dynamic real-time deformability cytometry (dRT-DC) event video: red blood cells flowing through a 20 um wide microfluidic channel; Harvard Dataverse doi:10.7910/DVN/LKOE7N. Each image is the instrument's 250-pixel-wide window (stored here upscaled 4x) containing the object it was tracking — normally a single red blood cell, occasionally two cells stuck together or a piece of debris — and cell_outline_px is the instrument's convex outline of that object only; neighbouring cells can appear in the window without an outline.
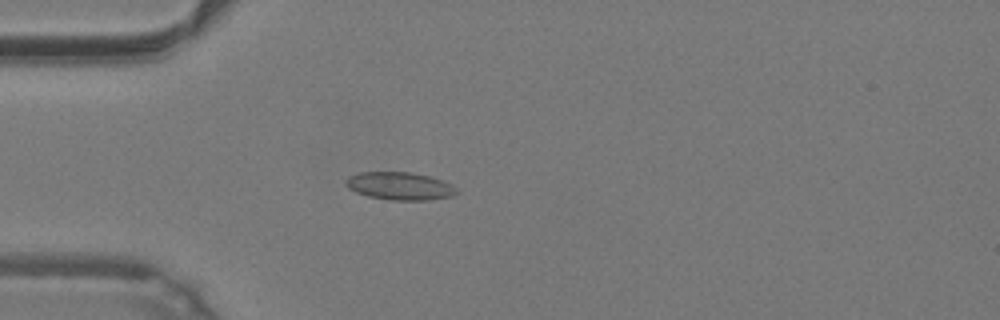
{"species": "common noctule bat (a hibernating species)", "species_latin": "Nyctalus noctula", "temperature_condition": "warm", "stored_images_in_passage": 47, "camera_frame_rate_fps": 3000, "um_per_image_px": 0.085, "animal": {"sex": "male", "body_mass_g": 19.2, "forearm_length_mm": 51.8}, "frame": {"image": 1, "passage_image": 13, "time_ms": 4.0, "image_size_px": [1000, 320], "cell_outline_px": [[460, 192], [452, 196], [428, 200], [392, 200], [368, 196], [356, 192], [348, 188], [344, 184], [344, 180], [348, 176], [360, 172], [412, 172], [428, 176], [452, 184]], "centroid_in_image_um": [33.96, 15.81], "position_along_channel_um": 51.0, "area_um2": 18.03}}
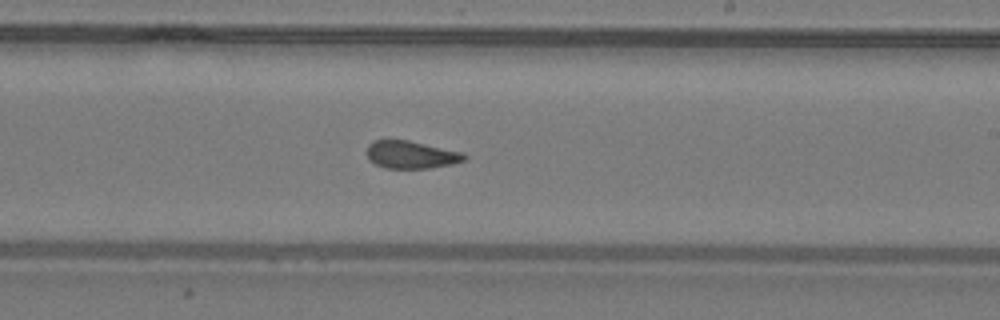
{"frame": {"image": 2, "passage_image": 28, "time_ms": 9.0, "image_size_px": [1000, 320], "cell_outline_px": [[468, 156], [464, 160], [452, 164], [428, 168], [384, 168], [368, 160], [364, 152], [368, 144], [372, 140], [408, 140], [464, 152]], "centroid_in_image_um": [34.9, 13.14], "position_along_channel_um": 254.1, "area_um2": 15.95}}
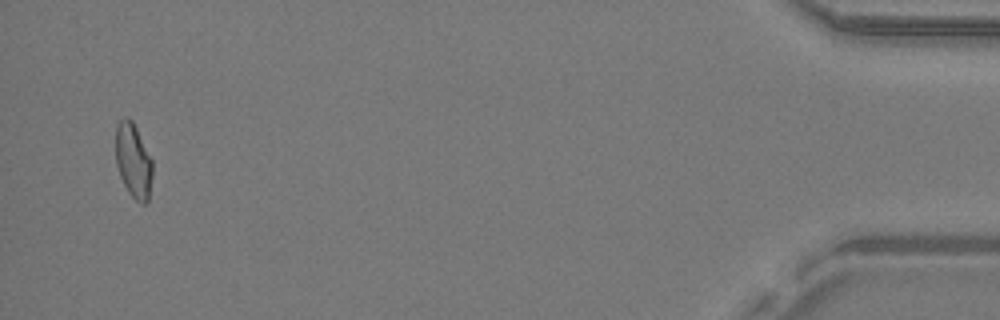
{"frame": {"image": 3, "passage_image": 46, "time_ms": 15.0, "image_size_px": [1000, 320], "cell_outline_px": [[152, 176], [148, 200], [144, 204], [140, 204], [128, 192], [120, 176], [116, 164], [116, 124], [124, 116], [128, 116], [132, 120], [152, 160]], "centroid_in_image_um": [11.32, 13.65], "position_along_channel_um": 423.9, "area_um2": 15.95}, "authors_computed_cell_mechanics": {"area_um2": 16.473, "velocity_mm_per_s": 4.2677, "shape_relaxation_time_tau1_ms": null, "shape_relaxation_time_tau2_ms": 1.1005, "deformation_change_tau1": null, "deformation_change_tau2": 0.0704}}